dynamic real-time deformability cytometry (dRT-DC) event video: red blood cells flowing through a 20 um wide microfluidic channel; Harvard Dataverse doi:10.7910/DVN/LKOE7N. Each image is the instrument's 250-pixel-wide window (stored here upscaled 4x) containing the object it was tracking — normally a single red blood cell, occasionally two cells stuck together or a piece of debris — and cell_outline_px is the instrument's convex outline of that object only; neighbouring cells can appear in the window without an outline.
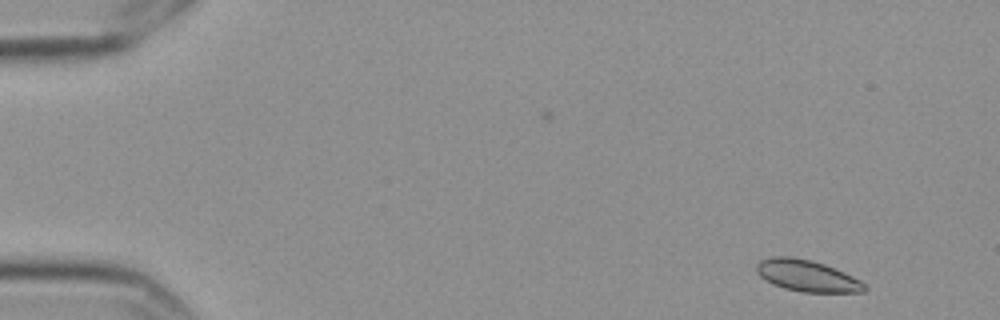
{"species": "Egyptian fruit bat (a non-hibernating species)", "species_latin": "Rousettus aegyptiacus", "temperature_condition": "cold", "stored_images_in_passage": 6, "camera_frame_rate_fps": 3000, "um_per_image_px": 0.085, "frame": {"image": 1, "passage_image": 1, "time_ms": 0.0, "image_size_px": [1000, 320], "cell_outline_px": [[868, 288], [864, 292], [800, 292], [784, 288], [772, 284], [760, 276], [756, 272], [756, 264], [760, 260], [776, 256], [792, 256], [812, 260], [824, 264], [844, 272], [860, 280]], "centroid_in_image_um": [68.58, 23.44], "position_along_channel_um": 16.4, "area_um2": 19.88}}
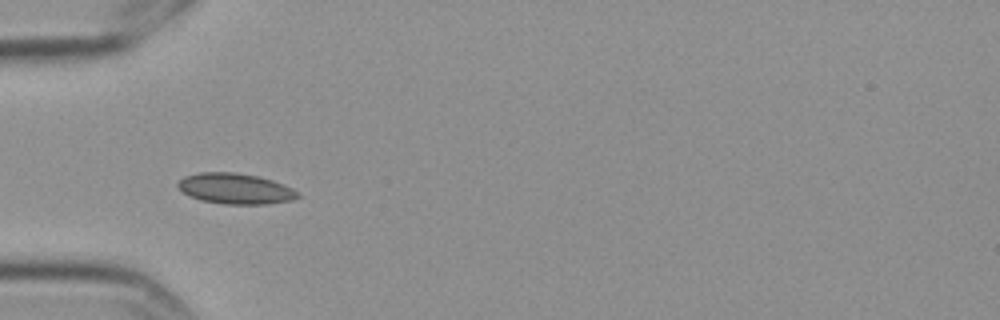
{"frame": {"image": 2, "passage_image": 5, "time_ms": 1.333, "image_size_px": [1000, 320], "cell_outline_px": [[300, 196], [292, 200], [268, 204], [224, 204], [200, 200], [188, 196], [176, 184], [184, 176], [200, 172], [236, 172], [260, 176], [284, 184], [300, 192]], "centroid_in_image_um": [20.03, 16.03], "position_along_channel_um": 65.0, "area_um2": 21.62}}
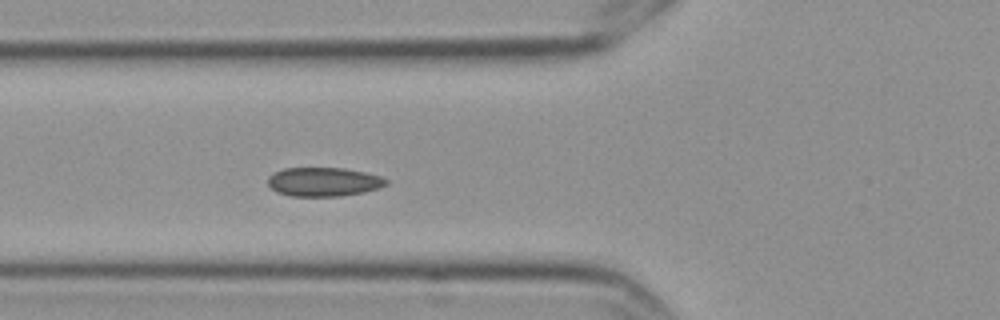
{"frame": {"image": 3, "passage_image": 6, "time_ms": 1.667, "image_size_px": [1000, 320], "cell_outline_px": [[388, 184], [380, 188], [364, 192], [340, 196], [292, 196], [276, 192], [268, 184], [268, 176], [272, 172], [284, 168], [344, 168], [364, 172], [380, 176], [388, 180]], "centroid_in_image_um": [27.5, 15.45], "position_along_channel_um": 98.3, "area_um2": 20.06}}